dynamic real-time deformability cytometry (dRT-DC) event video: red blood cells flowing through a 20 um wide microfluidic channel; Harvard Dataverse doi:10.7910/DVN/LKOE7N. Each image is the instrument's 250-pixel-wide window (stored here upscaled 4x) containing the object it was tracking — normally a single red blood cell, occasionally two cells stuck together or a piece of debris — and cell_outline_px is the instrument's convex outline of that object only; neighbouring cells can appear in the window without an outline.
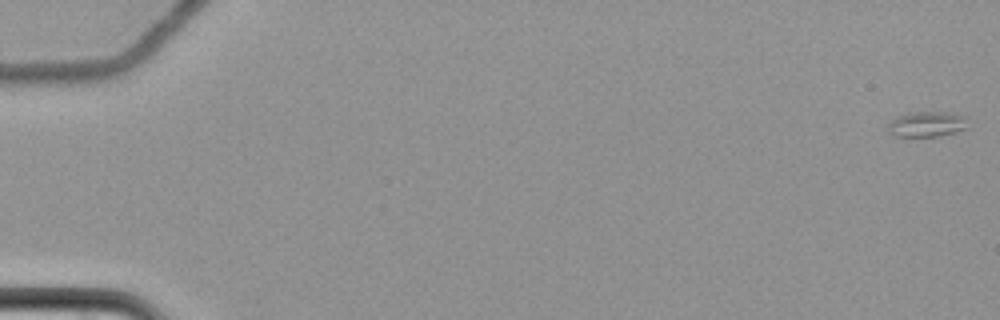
{"species": "common noctule bat (a hibernating species)", "species_latin": "Nyctalus noctula", "temperature_condition": "cold", "stored_images_in_passage": 56, "segment_of_instrument_passage": [1, 2], "camera_frame_rate_fps": 3000, "um_per_image_px": 0.085, "animal": {"sex": "female", "body_mass_g": 22.7, "forearm_length_mm": 54.2}, "frame": {"image": 1, "passage_image": 1, "time_ms": 0.0, "image_size_px": [1000, 320], "cell_outline_px": [[968, 128], [956, 132], [940, 136], [892, 136], [888, 132], [888, 124], [892, 120], [900, 116], [912, 112], [952, 112], [968, 116]], "centroid_in_image_um": [78.86, 10.55], "position_along_channel_um": 6.1, "area_um2": 12.02}}